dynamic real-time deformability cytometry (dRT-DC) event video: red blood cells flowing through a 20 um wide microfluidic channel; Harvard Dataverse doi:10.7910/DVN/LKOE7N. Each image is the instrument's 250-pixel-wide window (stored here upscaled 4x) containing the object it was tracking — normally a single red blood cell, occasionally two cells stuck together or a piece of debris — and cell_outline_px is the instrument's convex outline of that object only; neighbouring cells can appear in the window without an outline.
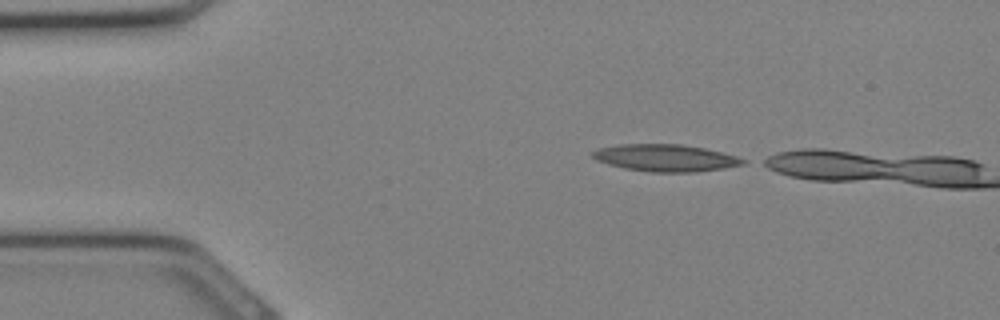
{"species": "Egyptian fruit bat (a non-hibernating species)", "species_latin": "Rousettus aegyptiacus", "temperature_condition": "cold", "stored_images_in_passage": 2, "camera_frame_rate_fps": 3000, "um_per_image_px": 0.085, "animal": {"sex": "female"}, "frame": {"image": 1, "passage_image": 1, "time_ms": 0.0, "image_size_px": [1000, 320], "cell_outline_px": [[748, 164], [724, 168], [692, 172], [648, 172], [624, 168], [608, 164], [596, 160], [592, 156], [592, 152], [600, 148], [620, 144], [684, 144], [704, 148], [736, 156], [748, 160]], "centroid_in_image_um": [56.6, 13.42], "position_along_channel_um": 28.4, "area_um2": 23.76}}